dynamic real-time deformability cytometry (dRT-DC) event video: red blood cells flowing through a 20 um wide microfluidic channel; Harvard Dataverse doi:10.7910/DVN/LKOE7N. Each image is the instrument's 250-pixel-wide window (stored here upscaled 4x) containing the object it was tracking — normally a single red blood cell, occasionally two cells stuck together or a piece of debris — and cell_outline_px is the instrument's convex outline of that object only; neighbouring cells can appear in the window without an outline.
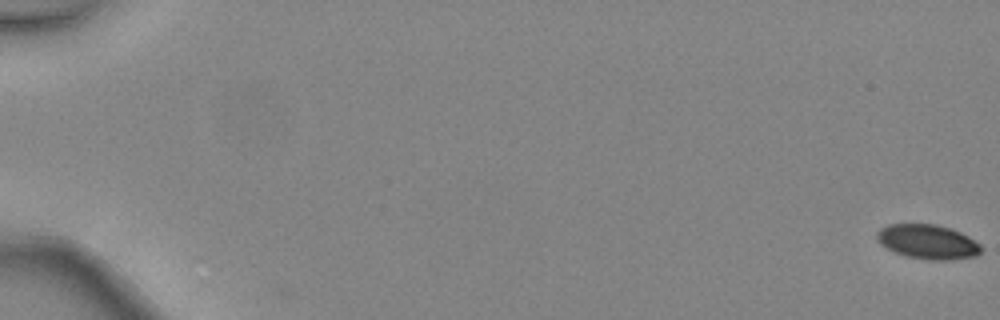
{"species": "common noctule bat (a hibernating species)", "species_latin": "Nyctalus noctula", "temperature_condition": "warm", "stored_images_in_passage": 7, "camera_frame_rate_fps": 3000, "um_per_image_px": 0.085, "animal": {"sex": "female", "body_mass_g": 24.6, "forearm_length_mm": 56.2}, "frame": {"image": 1, "passage_image": 1, "time_ms": 0.0, "image_size_px": [1000, 320], "cell_outline_px": [[980, 252], [976, 256], [952, 260], [932, 260], [908, 256], [896, 252], [880, 244], [876, 236], [876, 232], [880, 228], [888, 224], [936, 224], [960, 232], [968, 236], [980, 244]], "centroid_in_image_um": [78.85, 20.54], "position_along_channel_um": 6.1, "area_um2": 20.75}}
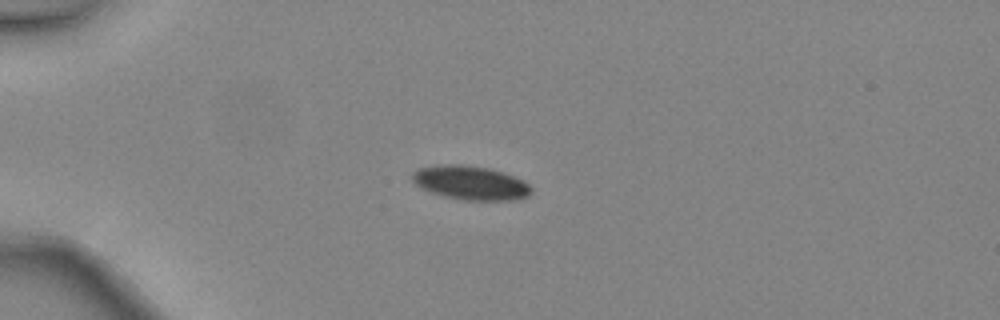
{"frame": {"image": 2, "passage_image": 5, "time_ms": 1.333, "image_size_px": [1000, 320], "cell_outline_px": [[532, 192], [528, 196], [512, 200], [464, 200], [444, 196], [420, 188], [412, 180], [412, 172], [416, 168], [436, 164], [460, 164], [492, 168], [504, 172], [524, 180], [532, 188]], "centroid_in_image_um": [39.98, 15.52], "position_along_channel_um": 45.0, "area_um2": 23.87}}
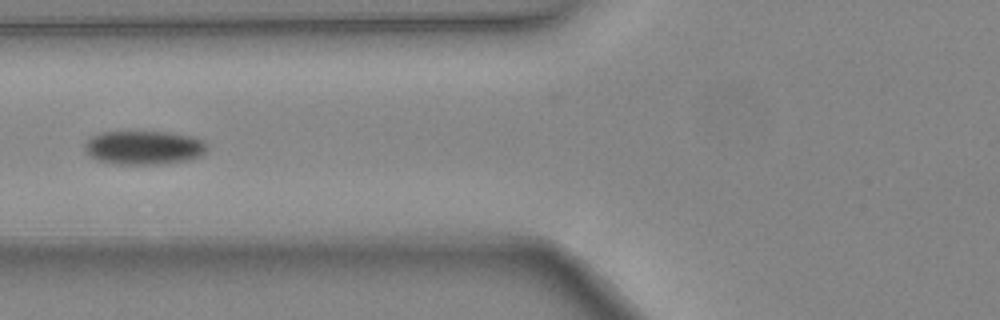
{"frame": {"image": 3, "passage_image": 7, "time_ms": 2.0, "image_size_px": [1000, 320], "cell_outline_px": [[208, 148], [200, 156], [192, 160], [160, 164], [112, 164], [96, 160], [88, 156], [84, 152], [84, 144], [96, 132], [168, 132], [192, 136], [204, 140], [208, 144]], "centroid_in_image_um": [12.22, 12.55], "position_along_channel_um": 113.6, "area_um2": 24.62}}